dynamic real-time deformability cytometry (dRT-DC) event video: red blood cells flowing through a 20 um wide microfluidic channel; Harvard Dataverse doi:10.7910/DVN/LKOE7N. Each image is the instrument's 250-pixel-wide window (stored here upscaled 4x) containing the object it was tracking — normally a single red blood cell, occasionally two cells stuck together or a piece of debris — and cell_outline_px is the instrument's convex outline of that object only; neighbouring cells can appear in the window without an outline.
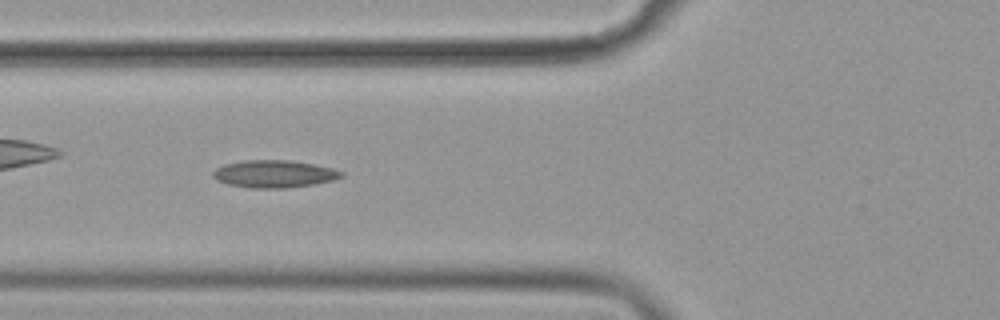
{"species": "common noctule bat (a hibernating species)", "species_latin": "Nyctalus noctula", "temperature_condition": "cold", "stored_images_in_passage": 24, "camera_frame_rate_fps": 3000, "um_per_image_px": 0.085, "animal": {"sex": "female", "body_mass_g": 19.9}, "frame": {"image": 1, "passage_image": 6, "time_ms": 1.667, "image_size_px": [1000, 320], "cell_outline_px": [[344, 176], [332, 180], [316, 184], [288, 188], [248, 188], [228, 184], [216, 180], [212, 176], [212, 172], [216, 168], [224, 164], [244, 160], [292, 160], [332, 168], [344, 172]], "centroid_in_image_um": [23.29, 14.78], "position_along_channel_um": 102.5, "area_um2": 20.69}}
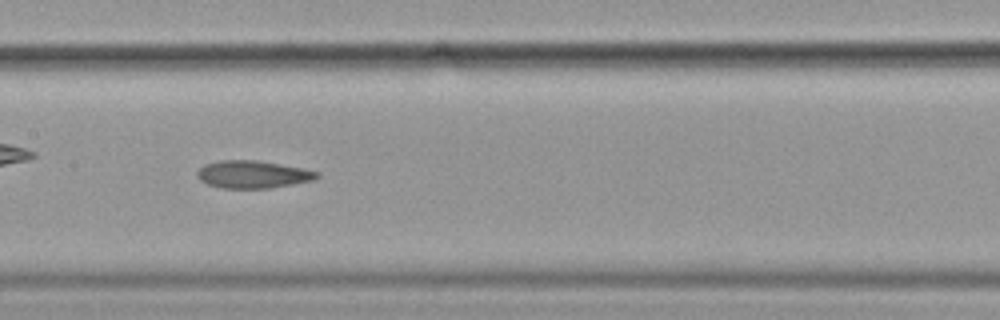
{"frame": {"image": 2, "passage_image": 13, "time_ms": 4.0, "image_size_px": [1000, 320], "cell_outline_px": [[320, 176], [312, 180], [272, 188], [224, 188], [208, 184], [200, 180], [196, 176], [196, 172], [204, 164], [220, 160], [256, 160], [304, 168], [320, 172]], "centroid_in_image_um": [21.49, 14.82], "position_along_channel_um": 185.9, "area_um2": 19.25}}
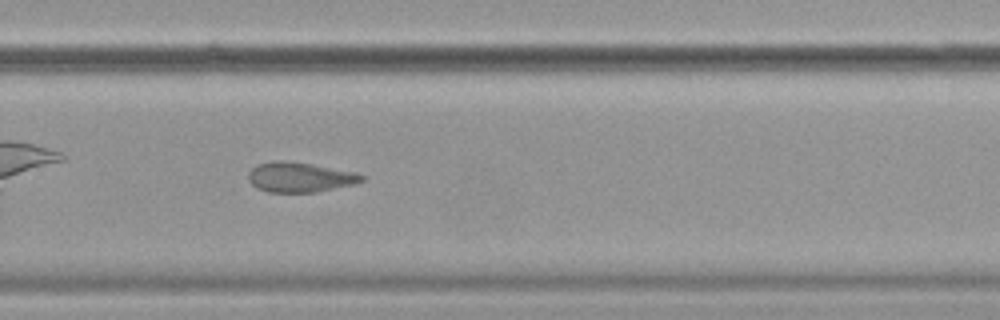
{"frame": {"image": 3, "passage_image": 23, "time_ms": 7.333, "image_size_px": [1000, 320], "cell_outline_px": [[364, 180], [352, 184], [316, 192], [268, 192], [256, 188], [248, 180], [248, 172], [256, 164], [272, 160], [280, 160], [312, 164], [356, 172], [364, 176]], "centroid_in_image_um": [25.43, 15.05], "position_along_channel_um": 304.4, "area_um2": 19.77}}